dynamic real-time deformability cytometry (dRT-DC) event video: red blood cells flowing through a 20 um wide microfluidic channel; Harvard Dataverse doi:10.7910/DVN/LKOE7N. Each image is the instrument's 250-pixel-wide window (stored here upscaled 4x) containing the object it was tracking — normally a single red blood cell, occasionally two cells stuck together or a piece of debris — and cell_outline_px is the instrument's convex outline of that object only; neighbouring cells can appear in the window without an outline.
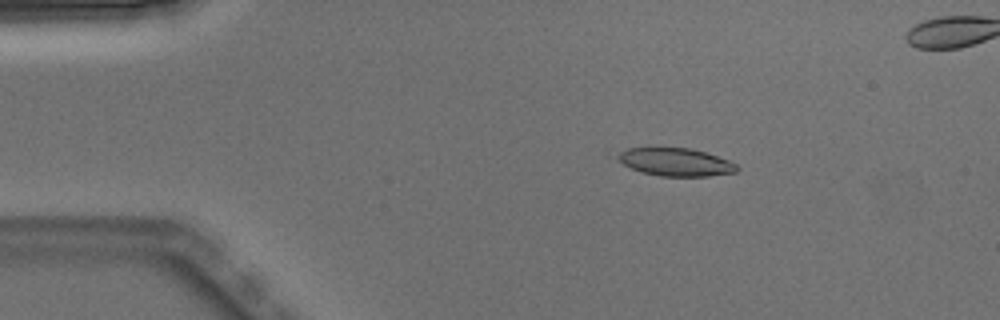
{"species": "Egyptian fruit bat (a non-hibernating species)", "species_latin": "Rousettus aegyptiacus", "temperature_condition": "warm", "stored_images_in_passage": 6, "camera_frame_rate_fps": 3000, "um_per_image_px": 0.085, "animal": {"sex": "male"}, "frame": {"image": 1, "passage_image": 3, "time_ms": 0.667, "image_size_px": [1000, 320], "cell_outline_px": [[740, 168], [736, 172], [708, 176], [660, 176], [640, 172], [624, 164], [604, 152], [628, 148], [692, 148], [728, 160], [736, 164]], "centroid_in_image_um": [57.27, 13.75], "position_along_channel_um": 27.7, "area_um2": 19.88}}